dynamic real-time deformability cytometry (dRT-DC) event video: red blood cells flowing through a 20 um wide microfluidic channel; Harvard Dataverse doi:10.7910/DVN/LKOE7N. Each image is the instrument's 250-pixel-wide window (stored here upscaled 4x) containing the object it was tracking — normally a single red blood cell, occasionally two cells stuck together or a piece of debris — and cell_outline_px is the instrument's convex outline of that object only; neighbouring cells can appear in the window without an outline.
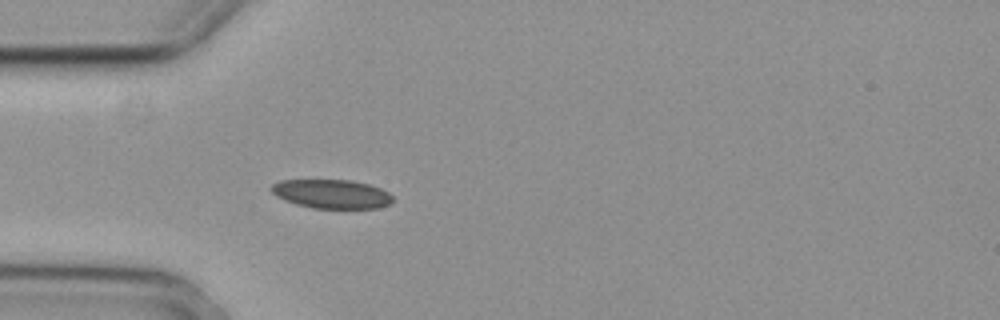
{"species": "common noctule bat (a hibernating species)", "species_latin": "Nyctalus noctula", "temperature_condition": "cold", "stored_images_in_passage": 1, "camera_frame_rate_fps": 3000, "um_per_image_px": 0.085, "animal": {"sex": "female", "body_mass_g": 29.2, "forearm_length_mm": 56.3}, "frame": {"image": 1, "passage_image": 1, "time_ms": 0.0, "image_size_px": [1000, 320], "cell_outline_px": [[392, 204], [376, 208], [312, 208], [296, 204], [284, 200], [276, 196], [268, 188], [272, 184], [280, 180], [352, 180], [368, 184], [380, 188], [388, 192], [392, 196]], "centroid_in_image_um": [28.17, 16.48], "position_along_channel_um": 56.8, "area_um2": 20.58}}